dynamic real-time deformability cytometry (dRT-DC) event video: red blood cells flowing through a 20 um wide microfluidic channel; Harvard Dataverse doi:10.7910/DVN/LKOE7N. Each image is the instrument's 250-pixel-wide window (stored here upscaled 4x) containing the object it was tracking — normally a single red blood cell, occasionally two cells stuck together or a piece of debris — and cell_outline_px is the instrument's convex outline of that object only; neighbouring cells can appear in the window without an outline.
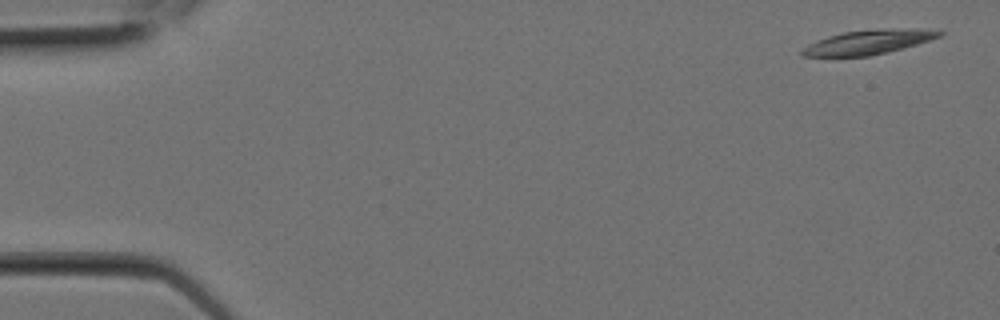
{"species": "Egyptian fruit bat (a non-hibernating species)", "species_latin": "Rousettus aegyptiacus", "temperature_condition": "room temperature", "stored_images_in_passage": 6, "camera_frame_rate_fps": 3000, "um_per_image_px": 0.085, "animal": {"sex": "female"}, "frame": {"image": 1, "passage_image": 1, "time_ms": 0.0, "image_size_px": [1000, 320], "cell_outline_px": [[944, 32], [940, 36], [916, 44], [888, 52], [868, 56], [800, 56], [800, 52], [808, 44], [816, 40], [828, 36], [844, 32], [904, 28], [920, 28]], "centroid_in_image_um": [73.78, 3.59], "position_along_channel_um": 11.2, "area_um2": 19.07}}
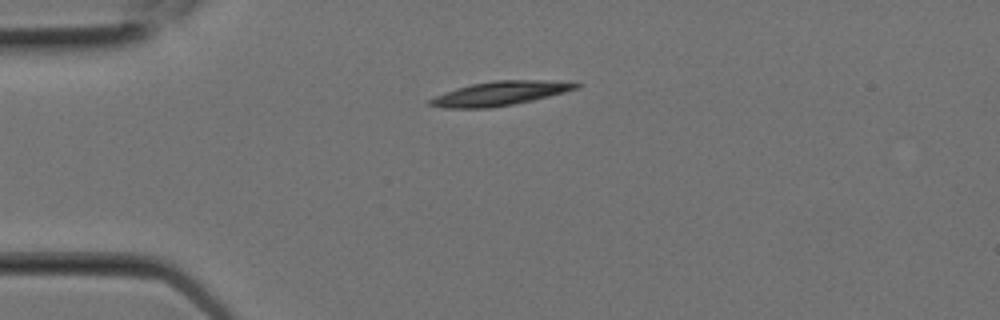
{"frame": {"image": 2, "passage_image": 5, "time_ms": 1.333, "image_size_px": [1000, 320], "cell_outline_px": [[580, 88], [532, 100], [512, 104], [488, 108], [440, 108], [428, 104], [428, 100], [444, 92], [456, 88], [472, 84], [496, 80], [568, 80], [580, 84]], "centroid_in_image_um": [42.53, 7.93], "position_along_channel_um": 42.5, "area_um2": 20.58}}